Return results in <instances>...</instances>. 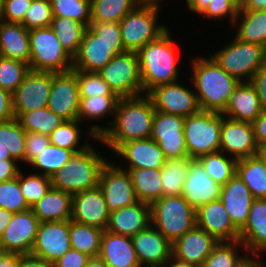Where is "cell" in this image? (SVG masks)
<instances>
[{"instance_id":"obj_13","label":"cell","mask_w":266,"mask_h":267,"mask_svg":"<svg viewBox=\"0 0 266 267\" xmlns=\"http://www.w3.org/2000/svg\"><path fill=\"white\" fill-rule=\"evenodd\" d=\"M122 167L123 165H117L109 160L100 174L98 186L103 192L110 212L138 202L131 176Z\"/></svg>"},{"instance_id":"obj_29","label":"cell","mask_w":266,"mask_h":267,"mask_svg":"<svg viewBox=\"0 0 266 267\" xmlns=\"http://www.w3.org/2000/svg\"><path fill=\"white\" fill-rule=\"evenodd\" d=\"M149 224H151L150 205L138 201L133 205L110 212L106 230L115 234L133 237Z\"/></svg>"},{"instance_id":"obj_9","label":"cell","mask_w":266,"mask_h":267,"mask_svg":"<svg viewBox=\"0 0 266 267\" xmlns=\"http://www.w3.org/2000/svg\"><path fill=\"white\" fill-rule=\"evenodd\" d=\"M222 113L200 111L184 119V136L189 158L198 159L219 151Z\"/></svg>"},{"instance_id":"obj_73","label":"cell","mask_w":266,"mask_h":267,"mask_svg":"<svg viewBox=\"0 0 266 267\" xmlns=\"http://www.w3.org/2000/svg\"><path fill=\"white\" fill-rule=\"evenodd\" d=\"M2 2H3V0H0V9H1V6H2Z\"/></svg>"},{"instance_id":"obj_56","label":"cell","mask_w":266,"mask_h":267,"mask_svg":"<svg viewBox=\"0 0 266 267\" xmlns=\"http://www.w3.org/2000/svg\"><path fill=\"white\" fill-rule=\"evenodd\" d=\"M91 257L71 248L56 260L54 267H85Z\"/></svg>"},{"instance_id":"obj_45","label":"cell","mask_w":266,"mask_h":267,"mask_svg":"<svg viewBox=\"0 0 266 267\" xmlns=\"http://www.w3.org/2000/svg\"><path fill=\"white\" fill-rule=\"evenodd\" d=\"M75 154L74 151L57 147L49 144L47 148L37 155V157L28 165L36 171L37 174L51 177L59 171Z\"/></svg>"},{"instance_id":"obj_47","label":"cell","mask_w":266,"mask_h":267,"mask_svg":"<svg viewBox=\"0 0 266 267\" xmlns=\"http://www.w3.org/2000/svg\"><path fill=\"white\" fill-rule=\"evenodd\" d=\"M17 177L19 179L20 190L30 208L52 187L50 177L35 172L25 175L24 171L20 170Z\"/></svg>"},{"instance_id":"obj_25","label":"cell","mask_w":266,"mask_h":267,"mask_svg":"<svg viewBox=\"0 0 266 267\" xmlns=\"http://www.w3.org/2000/svg\"><path fill=\"white\" fill-rule=\"evenodd\" d=\"M218 243L213 235L195 226L172 243V256L202 267Z\"/></svg>"},{"instance_id":"obj_50","label":"cell","mask_w":266,"mask_h":267,"mask_svg":"<svg viewBox=\"0 0 266 267\" xmlns=\"http://www.w3.org/2000/svg\"><path fill=\"white\" fill-rule=\"evenodd\" d=\"M0 207L13 213L30 209L20 190L18 177L0 182Z\"/></svg>"},{"instance_id":"obj_16","label":"cell","mask_w":266,"mask_h":267,"mask_svg":"<svg viewBox=\"0 0 266 267\" xmlns=\"http://www.w3.org/2000/svg\"><path fill=\"white\" fill-rule=\"evenodd\" d=\"M52 72L30 70L12 93L13 111L30 112L47 107Z\"/></svg>"},{"instance_id":"obj_26","label":"cell","mask_w":266,"mask_h":267,"mask_svg":"<svg viewBox=\"0 0 266 267\" xmlns=\"http://www.w3.org/2000/svg\"><path fill=\"white\" fill-rule=\"evenodd\" d=\"M220 200L229 214L231 222L240 231L247 223L254 197L237 174L225 185H222Z\"/></svg>"},{"instance_id":"obj_54","label":"cell","mask_w":266,"mask_h":267,"mask_svg":"<svg viewBox=\"0 0 266 267\" xmlns=\"http://www.w3.org/2000/svg\"><path fill=\"white\" fill-rule=\"evenodd\" d=\"M33 0H3L0 9V20L6 22L22 23L26 11Z\"/></svg>"},{"instance_id":"obj_72","label":"cell","mask_w":266,"mask_h":267,"mask_svg":"<svg viewBox=\"0 0 266 267\" xmlns=\"http://www.w3.org/2000/svg\"><path fill=\"white\" fill-rule=\"evenodd\" d=\"M143 2H148V3H156V4H160L162 5L163 4V1L162 0H142ZM162 2V3H161Z\"/></svg>"},{"instance_id":"obj_57","label":"cell","mask_w":266,"mask_h":267,"mask_svg":"<svg viewBox=\"0 0 266 267\" xmlns=\"http://www.w3.org/2000/svg\"><path fill=\"white\" fill-rule=\"evenodd\" d=\"M250 83L254 86L258 94L262 111H266V63L258 69L251 78Z\"/></svg>"},{"instance_id":"obj_52","label":"cell","mask_w":266,"mask_h":267,"mask_svg":"<svg viewBox=\"0 0 266 267\" xmlns=\"http://www.w3.org/2000/svg\"><path fill=\"white\" fill-rule=\"evenodd\" d=\"M53 19L51 3L41 0H33L26 11L23 22L28 30L34 28L48 27Z\"/></svg>"},{"instance_id":"obj_2","label":"cell","mask_w":266,"mask_h":267,"mask_svg":"<svg viewBox=\"0 0 266 267\" xmlns=\"http://www.w3.org/2000/svg\"><path fill=\"white\" fill-rule=\"evenodd\" d=\"M191 85L201 111L223 113L240 81L230 76L211 56L190 59Z\"/></svg>"},{"instance_id":"obj_51","label":"cell","mask_w":266,"mask_h":267,"mask_svg":"<svg viewBox=\"0 0 266 267\" xmlns=\"http://www.w3.org/2000/svg\"><path fill=\"white\" fill-rule=\"evenodd\" d=\"M76 74L79 85V97H91L93 95H117L97 72H83L72 69Z\"/></svg>"},{"instance_id":"obj_55","label":"cell","mask_w":266,"mask_h":267,"mask_svg":"<svg viewBox=\"0 0 266 267\" xmlns=\"http://www.w3.org/2000/svg\"><path fill=\"white\" fill-rule=\"evenodd\" d=\"M49 144L48 135L26 132L24 164L29 165Z\"/></svg>"},{"instance_id":"obj_48","label":"cell","mask_w":266,"mask_h":267,"mask_svg":"<svg viewBox=\"0 0 266 267\" xmlns=\"http://www.w3.org/2000/svg\"><path fill=\"white\" fill-rule=\"evenodd\" d=\"M53 17H67L91 24V0H51Z\"/></svg>"},{"instance_id":"obj_28","label":"cell","mask_w":266,"mask_h":267,"mask_svg":"<svg viewBox=\"0 0 266 267\" xmlns=\"http://www.w3.org/2000/svg\"><path fill=\"white\" fill-rule=\"evenodd\" d=\"M99 257L108 267H141L131 237L104 230Z\"/></svg>"},{"instance_id":"obj_30","label":"cell","mask_w":266,"mask_h":267,"mask_svg":"<svg viewBox=\"0 0 266 267\" xmlns=\"http://www.w3.org/2000/svg\"><path fill=\"white\" fill-rule=\"evenodd\" d=\"M262 112L254 86L250 82H240L222 114L235 121L252 123Z\"/></svg>"},{"instance_id":"obj_44","label":"cell","mask_w":266,"mask_h":267,"mask_svg":"<svg viewBox=\"0 0 266 267\" xmlns=\"http://www.w3.org/2000/svg\"><path fill=\"white\" fill-rule=\"evenodd\" d=\"M207 174L221 186L225 185L235 174L237 160L222 151L209 153L197 159Z\"/></svg>"},{"instance_id":"obj_40","label":"cell","mask_w":266,"mask_h":267,"mask_svg":"<svg viewBox=\"0 0 266 267\" xmlns=\"http://www.w3.org/2000/svg\"><path fill=\"white\" fill-rule=\"evenodd\" d=\"M78 120L83 124L84 121H100L107 116L114 117L116 107L120 97L118 95H99L91 97H79ZM97 120V121H96Z\"/></svg>"},{"instance_id":"obj_27","label":"cell","mask_w":266,"mask_h":267,"mask_svg":"<svg viewBox=\"0 0 266 267\" xmlns=\"http://www.w3.org/2000/svg\"><path fill=\"white\" fill-rule=\"evenodd\" d=\"M239 241L251 256L266 253V199H254L247 223L239 231Z\"/></svg>"},{"instance_id":"obj_63","label":"cell","mask_w":266,"mask_h":267,"mask_svg":"<svg viewBox=\"0 0 266 267\" xmlns=\"http://www.w3.org/2000/svg\"><path fill=\"white\" fill-rule=\"evenodd\" d=\"M213 0H185L186 6L191 13L200 15Z\"/></svg>"},{"instance_id":"obj_4","label":"cell","mask_w":266,"mask_h":267,"mask_svg":"<svg viewBox=\"0 0 266 267\" xmlns=\"http://www.w3.org/2000/svg\"><path fill=\"white\" fill-rule=\"evenodd\" d=\"M170 30L168 29L137 52L143 95L159 85L171 84L180 79L177 46L174 45Z\"/></svg>"},{"instance_id":"obj_61","label":"cell","mask_w":266,"mask_h":267,"mask_svg":"<svg viewBox=\"0 0 266 267\" xmlns=\"http://www.w3.org/2000/svg\"><path fill=\"white\" fill-rule=\"evenodd\" d=\"M19 267H54V264L32 254H21Z\"/></svg>"},{"instance_id":"obj_17","label":"cell","mask_w":266,"mask_h":267,"mask_svg":"<svg viewBox=\"0 0 266 267\" xmlns=\"http://www.w3.org/2000/svg\"><path fill=\"white\" fill-rule=\"evenodd\" d=\"M39 223L31 208L14 213L0 236V251L30 254Z\"/></svg>"},{"instance_id":"obj_65","label":"cell","mask_w":266,"mask_h":267,"mask_svg":"<svg viewBox=\"0 0 266 267\" xmlns=\"http://www.w3.org/2000/svg\"><path fill=\"white\" fill-rule=\"evenodd\" d=\"M240 10H266V0H248L247 4Z\"/></svg>"},{"instance_id":"obj_3","label":"cell","mask_w":266,"mask_h":267,"mask_svg":"<svg viewBox=\"0 0 266 267\" xmlns=\"http://www.w3.org/2000/svg\"><path fill=\"white\" fill-rule=\"evenodd\" d=\"M126 52L122 45L119 22H91L85 30L73 68L99 72L115 55Z\"/></svg>"},{"instance_id":"obj_35","label":"cell","mask_w":266,"mask_h":267,"mask_svg":"<svg viewBox=\"0 0 266 267\" xmlns=\"http://www.w3.org/2000/svg\"><path fill=\"white\" fill-rule=\"evenodd\" d=\"M135 195L138 201L151 205L163 197L160 169H131Z\"/></svg>"},{"instance_id":"obj_20","label":"cell","mask_w":266,"mask_h":267,"mask_svg":"<svg viewBox=\"0 0 266 267\" xmlns=\"http://www.w3.org/2000/svg\"><path fill=\"white\" fill-rule=\"evenodd\" d=\"M109 217L110 211L99 186L72 195L71 220L106 230Z\"/></svg>"},{"instance_id":"obj_5","label":"cell","mask_w":266,"mask_h":267,"mask_svg":"<svg viewBox=\"0 0 266 267\" xmlns=\"http://www.w3.org/2000/svg\"><path fill=\"white\" fill-rule=\"evenodd\" d=\"M101 153L93 144L75 153L50 177L52 187L71 195L98 187L102 168L108 161Z\"/></svg>"},{"instance_id":"obj_21","label":"cell","mask_w":266,"mask_h":267,"mask_svg":"<svg viewBox=\"0 0 266 267\" xmlns=\"http://www.w3.org/2000/svg\"><path fill=\"white\" fill-rule=\"evenodd\" d=\"M257 147L252 123L223 119L219 151L240 160L256 155Z\"/></svg>"},{"instance_id":"obj_64","label":"cell","mask_w":266,"mask_h":267,"mask_svg":"<svg viewBox=\"0 0 266 267\" xmlns=\"http://www.w3.org/2000/svg\"><path fill=\"white\" fill-rule=\"evenodd\" d=\"M13 214V212L7 211L6 209L0 207V236L10 223Z\"/></svg>"},{"instance_id":"obj_24","label":"cell","mask_w":266,"mask_h":267,"mask_svg":"<svg viewBox=\"0 0 266 267\" xmlns=\"http://www.w3.org/2000/svg\"><path fill=\"white\" fill-rule=\"evenodd\" d=\"M196 226L213 235L219 242L239 240V230L231 222L220 199L196 210Z\"/></svg>"},{"instance_id":"obj_10","label":"cell","mask_w":266,"mask_h":267,"mask_svg":"<svg viewBox=\"0 0 266 267\" xmlns=\"http://www.w3.org/2000/svg\"><path fill=\"white\" fill-rule=\"evenodd\" d=\"M30 70L64 73L73 68V58L65 51L50 26L29 31Z\"/></svg>"},{"instance_id":"obj_53","label":"cell","mask_w":266,"mask_h":267,"mask_svg":"<svg viewBox=\"0 0 266 267\" xmlns=\"http://www.w3.org/2000/svg\"><path fill=\"white\" fill-rule=\"evenodd\" d=\"M238 8L234 5L232 0H213L210 1V4L205 8V10L200 14L207 19L212 20H221L229 18L230 28L234 23L235 18L238 15Z\"/></svg>"},{"instance_id":"obj_43","label":"cell","mask_w":266,"mask_h":267,"mask_svg":"<svg viewBox=\"0 0 266 267\" xmlns=\"http://www.w3.org/2000/svg\"><path fill=\"white\" fill-rule=\"evenodd\" d=\"M80 123L81 122L79 120L64 121L49 135L50 144L56 145L60 148L72 150L75 153L84 151L92 143L90 142V139L88 140L84 138L82 132H84L85 129L82 128L81 131L82 123ZM83 138L85 139V142L82 144L80 142L83 141Z\"/></svg>"},{"instance_id":"obj_71","label":"cell","mask_w":266,"mask_h":267,"mask_svg":"<svg viewBox=\"0 0 266 267\" xmlns=\"http://www.w3.org/2000/svg\"><path fill=\"white\" fill-rule=\"evenodd\" d=\"M238 10L242 9L248 2V0H232Z\"/></svg>"},{"instance_id":"obj_19","label":"cell","mask_w":266,"mask_h":267,"mask_svg":"<svg viewBox=\"0 0 266 267\" xmlns=\"http://www.w3.org/2000/svg\"><path fill=\"white\" fill-rule=\"evenodd\" d=\"M131 239L141 267H163L172 256V243L152 224Z\"/></svg>"},{"instance_id":"obj_70","label":"cell","mask_w":266,"mask_h":267,"mask_svg":"<svg viewBox=\"0 0 266 267\" xmlns=\"http://www.w3.org/2000/svg\"><path fill=\"white\" fill-rule=\"evenodd\" d=\"M13 159L10 155L9 150H6L2 145H0V160Z\"/></svg>"},{"instance_id":"obj_33","label":"cell","mask_w":266,"mask_h":267,"mask_svg":"<svg viewBox=\"0 0 266 267\" xmlns=\"http://www.w3.org/2000/svg\"><path fill=\"white\" fill-rule=\"evenodd\" d=\"M232 27L237 39L266 47V10H239Z\"/></svg>"},{"instance_id":"obj_49","label":"cell","mask_w":266,"mask_h":267,"mask_svg":"<svg viewBox=\"0 0 266 267\" xmlns=\"http://www.w3.org/2000/svg\"><path fill=\"white\" fill-rule=\"evenodd\" d=\"M29 71V64L0 55V88L13 93Z\"/></svg>"},{"instance_id":"obj_11","label":"cell","mask_w":266,"mask_h":267,"mask_svg":"<svg viewBox=\"0 0 266 267\" xmlns=\"http://www.w3.org/2000/svg\"><path fill=\"white\" fill-rule=\"evenodd\" d=\"M120 98L143 95L137 52H123L97 72Z\"/></svg>"},{"instance_id":"obj_22","label":"cell","mask_w":266,"mask_h":267,"mask_svg":"<svg viewBox=\"0 0 266 267\" xmlns=\"http://www.w3.org/2000/svg\"><path fill=\"white\" fill-rule=\"evenodd\" d=\"M124 161L122 169H161L166 158L159 145L150 137L122 143L113 153ZM126 162V163H125Z\"/></svg>"},{"instance_id":"obj_8","label":"cell","mask_w":266,"mask_h":267,"mask_svg":"<svg viewBox=\"0 0 266 267\" xmlns=\"http://www.w3.org/2000/svg\"><path fill=\"white\" fill-rule=\"evenodd\" d=\"M221 48L210 55L230 76L240 82H250L258 69L266 63V47L243 42L235 36Z\"/></svg>"},{"instance_id":"obj_39","label":"cell","mask_w":266,"mask_h":267,"mask_svg":"<svg viewBox=\"0 0 266 267\" xmlns=\"http://www.w3.org/2000/svg\"><path fill=\"white\" fill-rule=\"evenodd\" d=\"M250 256L239 240L221 241L214 247L202 267H240Z\"/></svg>"},{"instance_id":"obj_41","label":"cell","mask_w":266,"mask_h":267,"mask_svg":"<svg viewBox=\"0 0 266 267\" xmlns=\"http://www.w3.org/2000/svg\"><path fill=\"white\" fill-rule=\"evenodd\" d=\"M15 118L26 132L50 135L65 120L47 107L30 112H14Z\"/></svg>"},{"instance_id":"obj_15","label":"cell","mask_w":266,"mask_h":267,"mask_svg":"<svg viewBox=\"0 0 266 267\" xmlns=\"http://www.w3.org/2000/svg\"><path fill=\"white\" fill-rule=\"evenodd\" d=\"M79 85L76 74L71 70L64 73L52 72V86L47 108L65 121L78 120Z\"/></svg>"},{"instance_id":"obj_23","label":"cell","mask_w":266,"mask_h":267,"mask_svg":"<svg viewBox=\"0 0 266 267\" xmlns=\"http://www.w3.org/2000/svg\"><path fill=\"white\" fill-rule=\"evenodd\" d=\"M221 188L197 159L191 160L181 195L195 210L211 201L219 200Z\"/></svg>"},{"instance_id":"obj_60","label":"cell","mask_w":266,"mask_h":267,"mask_svg":"<svg viewBox=\"0 0 266 267\" xmlns=\"http://www.w3.org/2000/svg\"><path fill=\"white\" fill-rule=\"evenodd\" d=\"M257 146L266 143V111H263L253 122Z\"/></svg>"},{"instance_id":"obj_69","label":"cell","mask_w":266,"mask_h":267,"mask_svg":"<svg viewBox=\"0 0 266 267\" xmlns=\"http://www.w3.org/2000/svg\"><path fill=\"white\" fill-rule=\"evenodd\" d=\"M266 164V143L260 144L257 147V153H256Z\"/></svg>"},{"instance_id":"obj_46","label":"cell","mask_w":266,"mask_h":267,"mask_svg":"<svg viewBox=\"0 0 266 267\" xmlns=\"http://www.w3.org/2000/svg\"><path fill=\"white\" fill-rule=\"evenodd\" d=\"M26 131L16 118L0 123V145L9 150L17 162L24 163Z\"/></svg>"},{"instance_id":"obj_37","label":"cell","mask_w":266,"mask_h":267,"mask_svg":"<svg viewBox=\"0 0 266 267\" xmlns=\"http://www.w3.org/2000/svg\"><path fill=\"white\" fill-rule=\"evenodd\" d=\"M50 27L65 51L74 58L79 51L84 32L88 27L67 17H53Z\"/></svg>"},{"instance_id":"obj_66","label":"cell","mask_w":266,"mask_h":267,"mask_svg":"<svg viewBox=\"0 0 266 267\" xmlns=\"http://www.w3.org/2000/svg\"><path fill=\"white\" fill-rule=\"evenodd\" d=\"M163 267H201L196 264L181 261L173 256L166 262Z\"/></svg>"},{"instance_id":"obj_12","label":"cell","mask_w":266,"mask_h":267,"mask_svg":"<svg viewBox=\"0 0 266 267\" xmlns=\"http://www.w3.org/2000/svg\"><path fill=\"white\" fill-rule=\"evenodd\" d=\"M180 81L159 85L147 94L156 111L184 118L201 111L193 86L189 89Z\"/></svg>"},{"instance_id":"obj_62","label":"cell","mask_w":266,"mask_h":267,"mask_svg":"<svg viewBox=\"0 0 266 267\" xmlns=\"http://www.w3.org/2000/svg\"><path fill=\"white\" fill-rule=\"evenodd\" d=\"M21 254L0 251V267H19Z\"/></svg>"},{"instance_id":"obj_38","label":"cell","mask_w":266,"mask_h":267,"mask_svg":"<svg viewBox=\"0 0 266 267\" xmlns=\"http://www.w3.org/2000/svg\"><path fill=\"white\" fill-rule=\"evenodd\" d=\"M191 158L166 159L160 169L163 196H180L187 177Z\"/></svg>"},{"instance_id":"obj_58","label":"cell","mask_w":266,"mask_h":267,"mask_svg":"<svg viewBox=\"0 0 266 267\" xmlns=\"http://www.w3.org/2000/svg\"><path fill=\"white\" fill-rule=\"evenodd\" d=\"M14 118L12 93L0 88V123Z\"/></svg>"},{"instance_id":"obj_7","label":"cell","mask_w":266,"mask_h":267,"mask_svg":"<svg viewBox=\"0 0 266 267\" xmlns=\"http://www.w3.org/2000/svg\"><path fill=\"white\" fill-rule=\"evenodd\" d=\"M151 224L171 243L196 226V210L182 196H163L150 205Z\"/></svg>"},{"instance_id":"obj_31","label":"cell","mask_w":266,"mask_h":267,"mask_svg":"<svg viewBox=\"0 0 266 267\" xmlns=\"http://www.w3.org/2000/svg\"><path fill=\"white\" fill-rule=\"evenodd\" d=\"M29 31L21 23L0 20V55L30 63Z\"/></svg>"},{"instance_id":"obj_67","label":"cell","mask_w":266,"mask_h":267,"mask_svg":"<svg viewBox=\"0 0 266 267\" xmlns=\"http://www.w3.org/2000/svg\"><path fill=\"white\" fill-rule=\"evenodd\" d=\"M261 257L250 256L240 267H266Z\"/></svg>"},{"instance_id":"obj_14","label":"cell","mask_w":266,"mask_h":267,"mask_svg":"<svg viewBox=\"0 0 266 267\" xmlns=\"http://www.w3.org/2000/svg\"><path fill=\"white\" fill-rule=\"evenodd\" d=\"M184 119L155 110L150 138L159 145L166 159L189 157L184 136Z\"/></svg>"},{"instance_id":"obj_59","label":"cell","mask_w":266,"mask_h":267,"mask_svg":"<svg viewBox=\"0 0 266 267\" xmlns=\"http://www.w3.org/2000/svg\"><path fill=\"white\" fill-rule=\"evenodd\" d=\"M19 165L20 163L15 159L0 160V182L17 177L20 169L23 168V166Z\"/></svg>"},{"instance_id":"obj_1","label":"cell","mask_w":266,"mask_h":267,"mask_svg":"<svg viewBox=\"0 0 266 267\" xmlns=\"http://www.w3.org/2000/svg\"><path fill=\"white\" fill-rule=\"evenodd\" d=\"M154 104L147 95L120 98L114 117L106 125L91 124L84 135L102 143L113 152L130 140L149 138L154 121ZM88 133V134H87Z\"/></svg>"},{"instance_id":"obj_6","label":"cell","mask_w":266,"mask_h":267,"mask_svg":"<svg viewBox=\"0 0 266 267\" xmlns=\"http://www.w3.org/2000/svg\"><path fill=\"white\" fill-rule=\"evenodd\" d=\"M160 4L141 2L119 22L125 51L138 52L147 43L156 40L169 29L158 23Z\"/></svg>"},{"instance_id":"obj_36","label":"cell","mask_w":266,"mask_h":267,"mask_svg":"<svg viewBox=\"0 0 266 267\" xmlns=\"http://www.w3.org/2000/svg\"><path fill=\"white\" fill-rule=\"evenodd\" d=\"M104 230L69 220L71 248L90 257L99 256L101 237Z\"/></svg>"},{"instance_id":"obj_32","label":"cell","mask_w":266,"mask_h":267,"mask_svg":"<svg viewBox=\"0 0 266 267\" xmlns=\"http://www.w3.org/2000/svg\"><path fill=\"white\" fill-rule=\"evenodd\" d=\"M31 209L39 222L71 220L72 195L51 187Z\"/></svg>"},{"instance_id":"obj_42","label":"cell","mask_w":266,"mask_h":267,"mask_svg":"<svg viewBox=\"0 0 266 267\" xmlns=\"http://www.w3.org/2000/svg\"><path fill=\"white\" fill-rule=\"evenodd\" d=\"M142 0H91V22H120Z\"/></svg>"},{"instance_id":"obj_18","label":"cell","mask_w":266,"mask_h":267,"mask_svg":"<svg viewBox=\"0 0 266 267\" xmlns=\"http://www.w3.org/2000/svg\"><path fill=\"white\" fill-rule=\"evenodd\" d=\"M70 249L69 220L39 223L30 254L54 263Z\"/></svg>"},{"instance_id":"obj_68","label":"cell","mask_w":266,"mask_h":267,"mask_svg":"<svg viewBox=\"0 0 266 267\" xmlns=\"http://www.w3.org/2000/svg\"><path fill=\"white\" fill-rule=\"evenodd\" d=\"M85 267H108L99 257H91Z\"/></svg>"},{"instance_id":"obj_34","label":"cell","mask_w":266,"mask_h":267,"mask_svg":"<svg viewBox=\"0 0 266 267\" xmlns=\"http://www.w3.org/2000/svg\"><path fill=\"white\" fill-rule=\"evenodd\" d=\"M236 174L247 185L254 199H266V164L257 154L237 160Z\"/></svg>"}]
</instances>
